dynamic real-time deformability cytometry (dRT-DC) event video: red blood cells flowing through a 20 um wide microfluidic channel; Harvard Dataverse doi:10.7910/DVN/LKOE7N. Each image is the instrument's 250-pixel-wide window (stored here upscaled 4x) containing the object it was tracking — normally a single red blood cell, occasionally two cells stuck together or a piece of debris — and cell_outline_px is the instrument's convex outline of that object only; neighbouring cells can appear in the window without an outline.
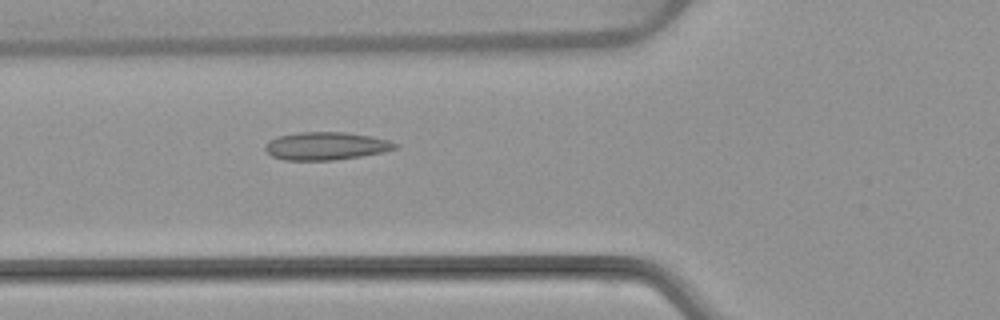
{"species": "common noctule bat (a hibernating species)", "species_latin": "Nyctalus noctula", "temperature_condition": "warm", "stored_images_in_passage": 6, "camera_frame_rate_fps": 3000, "um_per_image_px": 0.085, "animal": {"sex": "female", "body_mass_g": 22.7, "forearm_length_mm": 54.2}, "frame": {"image": 1, "passage_image": 6, "time_ms": 6.0, "image_size_px": [1000, 320], "cell_outline_px": [[400, 148], [384, 152], [360, 156], [332, 160], [284, 160], [272, 156], [264, 148], [264, 144], [268, 140], [276, 136], [300, 132], [344, 132], [372, 136], [388, 140], [400, 144]], "centroid_in_image_um": [27.72, 12.4], "position_along_channel_um": 98.1, "area_um2": 21.33}}